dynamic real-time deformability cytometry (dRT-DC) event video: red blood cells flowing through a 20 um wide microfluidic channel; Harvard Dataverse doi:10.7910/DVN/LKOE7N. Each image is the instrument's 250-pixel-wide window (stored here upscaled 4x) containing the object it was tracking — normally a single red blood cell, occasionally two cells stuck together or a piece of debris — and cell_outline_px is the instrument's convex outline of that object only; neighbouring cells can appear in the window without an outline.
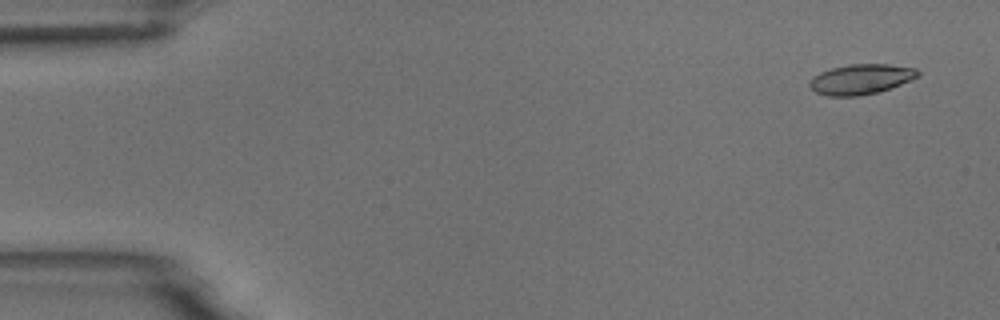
{"species": "common noctule bat (a hibernating species)", "species_latin": "Nyctalus noctula", "temperature_condition": "room temperature", "stored_images_in_passage": 6, "camera_frame_rate_fps": 3000, "um_per_image_px": 0.085, "animal": {"sex": "male", "body_mass_g": 18.8}, "frame": {"image": 1, "passage_image": 1, "time_ms": 0.0, "image_size_px": [1000, 320], "cell_outline_px": [[920, 76], [900, 84], [876, 92], [860, 96], [828, 96], [816, 92], [808, 84], [808, 80], [812, 76], [820, 72], [832, 68], [848, 64], [888, 64], [916, 68], [920, 72]], "centroid_in_image_um": [73.15, 6.72], "position_along_channel_um": 11.8, "area_um2": 19.02}}
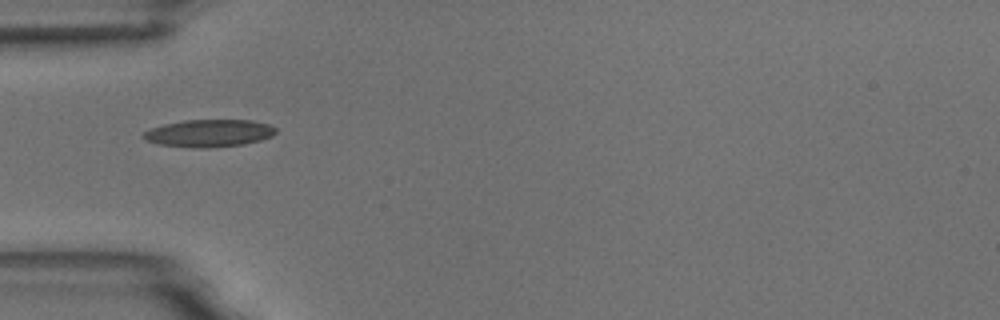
{"frame": {"image": 2, "passage_image": 5, "time_ms": 4.667, "image_size_px": [1000, 320], "cell_outline_px": [[276, 132], [272, 136], [260, 140], [244, 144], [208, 148], [192, 148], [160, 144], [144, 140], [140, 136], [144, 132], [152, 128], [164, 124], [184, 120], [252, 120], [268, 124], [276, 128]], "centroid_in_image_um": [17.75, 11.32], "position_along_channel_um": 67.2, "area_um2": 21.21}}